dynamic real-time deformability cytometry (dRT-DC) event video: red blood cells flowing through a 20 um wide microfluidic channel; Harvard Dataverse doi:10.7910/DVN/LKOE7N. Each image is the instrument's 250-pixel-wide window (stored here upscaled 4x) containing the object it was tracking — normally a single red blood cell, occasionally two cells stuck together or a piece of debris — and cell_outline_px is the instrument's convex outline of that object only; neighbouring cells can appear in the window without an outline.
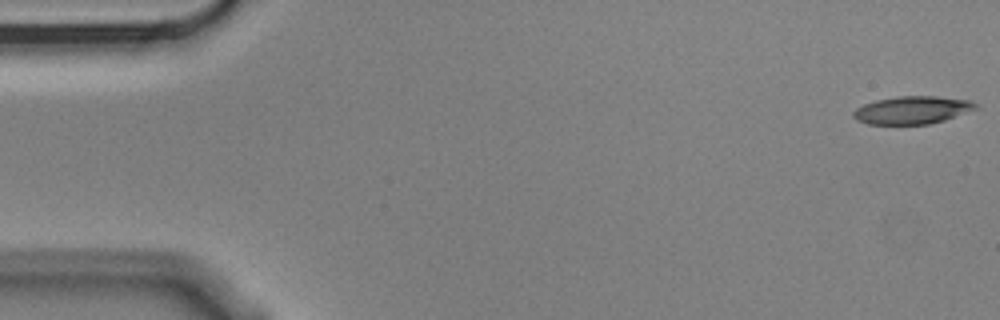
{"species": "Egyptian fruit bat (a non-hibernating species)", "species_latin": "Rousettus aegyptiacus", "temperature_condition": "cold", "stored_images_in_passage": 3, "camera_frame_rate_fps": 3000, "um_per_image_px": 0.085, "animal": {"sex": "male"}, "frame": {"image": 1, "passage_image": 1, "time_ms": 0.0, "image_size_px": [1000, 320], "cell_outline_px": [[980, 108], [944, 120], [928, 124], [868, 124], [856, 120], [852, 116], [852, 112], [856, 108], [864, 104], [876, 100], [896, 96], [936, 96], [968, 100], [976, 104]], "centroid_in_image_um": [77.52, 9.35], "position_along_channel_um": 7.5, "area_um2": 19.83}}
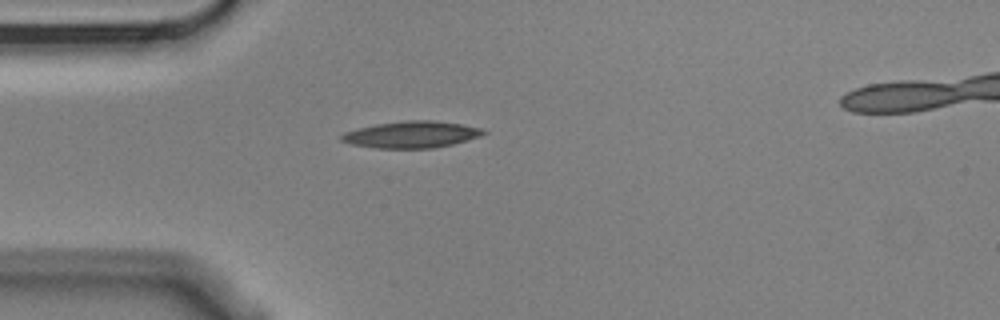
{"frame": {"image": 2, "passage_image": 3, "time_ms": 0.667, "image_size_px": [1000, 320], "cell_outline_px": [[488, 132], [480, 136], [468, 140], [452, 144], [432, 148], [376, 148], [352, 144], [340, 140], [340, 136], [344, 132], [376, 124], [404, 120], [432, 120], [460, 124], [484, 128]], "centroid_in_image_um": [35.0, 11.43], "position_along_channel_um": 50.0, "area_um2": 22.02}}